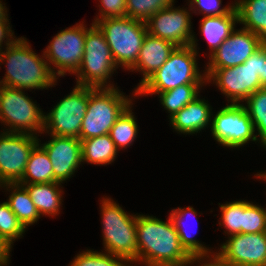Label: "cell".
Listing matches in <instances>:
<instances>
[{"label":"cell","mask_w":266,"mask_h":266,"mask_svg":"<svg viewBox=\"0 0 266 266\" xmlns=\"http://www.w3.org/2000/svg\"><path fill=\"white\" fill-rule=\"evenodd\" d=\"M13 35L14 33L11 30L9 19H1L0 20V48L3 45V41L5 43L4 44L5 47L12 45L17 40V38H15V36Z\"/></svg>","instance_id":"74e56055"},{"label":"cell","mask_w":266,"mask_h":266,"mask_svg":"<svg viewBox=\"0 0 266 266\" xmlns=\"http://www.w3.org/2000/svg\"><path fill=\"white\" fill-rule=\"evenodd\" d=\"M185 216L196 217V210L192 206H188L185 208L179 207L176 209H172L169 215L179 235L181 245L189 254H203L211 252V250L208 247H205L202 243H200L199 240H196V238L191 237L192 235L190 234V231L185 230L186 227L184 225H186V223H183ZM196 221L198 222V220Z\"/></svg>","instance_id":"484cf974"},{"label":"cell","mask_w":266,"mask_h":266,"mask_svg":"<svg viewBox=\"0 0 266 266\" xmlns=\"http://www.w3.org/2000/svg\"><path fill=\"white\" fill-rule=\"evenodd\" d=\"M28 191L33 204L36 206L40 216L59 215V209L62 205V183H38V184H21Z\"/></svg>","instance_id":"44dd1931"},{"label":"cell","mask_w":266,"mask_h":266,"mask_svg":"<svg viewBox=\"0 0 266 266\" xmlns=\"http://www.w3.org/2000/svg\"><path fill=\"white\" fill-rule=\"evenodd\" d=\"M190 11L193 13H201L205 16H219L227 14L234 6L235 3L221 7L222 0H189Z\"/></svg>","instance_id":"e575fe53"},{"label":"cell","mask_w":266,"mask_h":266,"mask_svg":"<svg viewBox=\"0 0 266 266\" xmlns=\"http://www.w3.org/2000/svg\"><path fill=\"white\" fill-rule=\"evenodd\" d=\"M210 125L213 138L224 147L239 148L250 141H260L243 103H228L215 114Z\"/></svg>","instance_id":"7c38bea8"},{"label":"cell","mask_w":266,"mask_h":266,"mask_svg":"<svg viewBox=\"0 0 266 266\" xmlns=\"http://www.w3.org/2000/svg\"><path fill=\"white\" fill-rule=\"evenodd\" d=\"M262 87H266V47L262 46V74L259 76Z\"/></svg>","instance_id":"f35d334b"},{"label":"cell","mask_w":266,"mask_h":266,"mask_svg":"<svg viewBox=\"0 0 266 266\" xmlns=\"http://www.w3.org/2000/svg\"><path fill=\"white\" fill-rule=\"evenodd\" d=\"M83 23L82 21L61 30L49 42L45 51L43 50L48 65L54 67L52 72L56 77H64L66 72L75 75L80 67L85 50L86 32L89 29Z\"/></svg>","instance_id":"8fae6325"},{"label":"cell","mask_w":266,"mask_h":266,"mask_svg":"<svg viewBox=\"0 0 266 266\" xmlns=\"http://www.w3.org/2000/svg\"><path fill=\"white\" fill-rule=\"evenodd\" d=\"M137 215V262L145 266H185L190 254L181 245L170 217Z\"/></svg>","instance_id":"6da1fadb"},{"label":"cell","mask_w":266,"mask_h":266,"mask_svg":"<svg viewBox=\"0 0 266 266\" xmlns=\"http://www.w3.org/2000/svg\"><path fill=\"white\" fill-rule=\"evenodd\" d=\"M69 266H133L123 258L107 252L86 250L74 257Z\"/></svg>","instance_id":"d6a6232c"},{"label":"cell","mask_w":266,"mask_h":266,"mask_svg":"<svg viewBox=\"0 0 266 266\" xmlns=\"http://www.w3.org/2000/svg\"><path fill=\"white\" fill-rule=\"evenodd\" d=\"M5 4L2 3V1L0 0V20L1 19H8V14H7V7L4 6Z\"/></svg>","instance_id":"60d3db41"},{"label":"cell","mask_w":266,"mask_h":266,"mask_svg":"<svg viewBox=\"0 0 266 266\" xmlns=\"http://www.w3.org/2000/svg\"><path fill=\"white\" fill-rule=\"evenodd\" d=\"M50 135L47 143L40 145L49 155L53 167V182L68 180L82 164L81 140L74 137Z\"/></svg>","instance_id":"e0dca14e"},{"label":"cell","mask_w":266,"mask_h":266,"mask_svg":"<svg viewBox=\"0 0 266 266\" xmlns=\"http://www.w3.org/2000/svg\"><path fill=\"white\" fill-rule=\"evenodd\" d=\"M82 162L107 165L115 161L118 150L109 134L81 140Z\"/></svg>","instance_id":"cb8c5ba5"},{"label":"cell","mask_w":266,"mask_h":266,"mask_svg":"<svg viewBox=\"0 0 266 266\" xmlns=\"http://www.w3.org/2000/svg\"><path fill=\"white\" fill-rule=\"evenodd\" d=\"M255 177H256V179L259 178V179H265L266 180V172H264V173H261V172L260 173H257Z\"/></svg>","instance_id":"b9f144b4"},{"label":"cell","mask_w":266,"mask_h":266,"mask_svg":"<svg viewBox=\"0 0 266 266\" xmlns=\"http://www.w3.org/2000/svg\"><path fill=\"white\" fill-rule=\"evenodd\" d=\"M236 23L239 22L235 6L225 15L205 16L201 19L200 31L209 44L211 54L231 35Z\"/></svg>","instance_id":"ffe728a7"},{"label":"cell","mask_w":266,"mask_h":266,"mask_svg":"<svg viewBox=\"0 0 266 266\" xmlns=\"http://www.w3.org/2000/svg\"><path fill=\"white\" fill-rule=\"evenodd\" d=\"M236 1L238 22L244 25L243 29L258 35L261 45L266 47V0Z\"/></svg>","instance_id":"7402d4cb"},{"label":"cell","mask_w":266,"mask_h":266,"mask_svg":"<svg viewBox=\"0 0 266 266\" xmlns=\"http://www.w3.org/2000/svg\"><path fill=\"white\" fill-rule=\"evenodd\" d=\"M95 24L104 33L117 67L129 70L136 63L147 34L146 23L124 16L103 18Z\"/></svg>","instance_id":"8992f818"},{"label":"cell","mask_w":266,"mask_h":266,"mask_svg":"<svg viewBox=\"0 0 266 266\" xmlns=\"http://www.w3.org/2000/svg\"><path fill=\"white\" fill-rule=\"evenodd\" d=\"M227 238L218 253L232 266H266V232Z\"/></svg>","instance_id":"9a60e30c"},{"label":"cell","mask_w":266,"mask_h":266,"mask_svg":"<svg viewBox=\"0 0 266 266\" xmlns=\"http://www.w3.org/2000/svg\"><path fill=\"white\" fill-rule=\"evenodd\" d=\"M175 0H126V16L146 22L159 10L170 7Z\"/></svg>","instance_id":"4dcf8cb0"},{"label":"cell","mask_w":266,"mask_h":266,"mask_svg":"<svg viewBox=\"0 0 266 266\" xmlns=\"http://www.w3.org/2000/svg\"><path fill=\"white\" fill-rule=\"evenodd\" d=\"M204 84H185L165 92H159L158 98L165 110L170 113L169 118L176 112L192 102L195 98L200 97V87Z\"/></svg>","instance_id":"4316f807"},{"label":"cell","mask_w":266,"mask_h":266,"mask_svg":"<svg viewBox=\"0 0 266 266\" xmlns=\"http://www.w3.org/2000/svg\"><path fill=\"white\" fill-rule=\"evenodd\" d=\"M25 231L9 204L6 201L0 203V238L5 244L12 248L15 240L22 238Z\"/></svg>","instance_id":"f546056e"},{"label":"cell","mask_w":266,"mask_h":266,"mask_svg":"<svg viewBox=\"0 0 266 266\" xmlns=\"http://www.w3.org/2000/svg\"><path fill=\"white\" fill-rule=\"evenodd\" d=\"M172 4L168 8L159 10L145 23L147 33L167 40L177 47L192 46L196 51L197 42L191 30V12L186 8H175ZM184 8V9H183Z\"/></svg>","instance_id":"4fadbf2b"},{"label":"cell","mask_w":266,"mask_h":266,"mask_svg":"<svg viewBox=\"0 0 266 266\" xmlns=\"http://www.w3.org/2000/svg\"><path fill=\"white\" fill-rule=\"evenodd\" d=\"M11 248L0 238V260H10Z\"/></svg>","instance_id":"ab89813d"},{"label":"cell","mask_w":266,"mask_h":266,"mask_svg":"<svg viewBox=\"0 0 266 266\" xmlns=\"http://www.w3.org/2000/svg\"><path fill=\"white\" fill-rule=\"evenodd\" d=\"M266 232V208L243 200L242 233Z\"/></svg>","instance_id":"836d02e7"},{"label":"cell","mask_w":266,"mask_h":266,"mask_svg":"<svg viewBox=\"0 0 266 266\" xmlns=\"http://www.w3.org/2000/svg\"><path fill=\"white\" fill-rule=\"evenodd\" d=\"M39 140L30 134L1 132L0 185L18 183L22 179L29 156Z\"/></svg>","instance_id":"5bb4252c"},{"label":"cell","mask_w":266,"mask_h":266,"mask_svg":"<svg viewBox=\"0 0 266 266\" xmlns=\"http://www.w3.org/2000/svg\"><path fill=\"white\" fill-rule=\"evenodd\" d=\"M132 101L118 87L91 88L80 140L109 134L117 119L133 104Z\"/></svg>","instance_id":"5b68a950"},{"label":"cell","mask_w":266,"mask_h":266,"mask_svg":"<svg viewBox=\"0 0 266 266\" xmlns=\"http://www.w3.org/2000/svg\"><path fill=\"white\" fill-rule=\"evenodd\" d=\"M130 105L110 129L109 135L117 150L130 147L138 134V125Z\"/></svg>","instance_id":"83f0119b"},{"label":"cell","mask_w":266,"mask_h":266,"mask_svg":"<svg viewBox=\"0 0 266 266\" xmlns=\"http://www.w3.org/2000/svg\"><path fill=\"white\" fill-rule=\"evenodd\" d=\"M84 54L76 74V85L92 88H113L108 83L118 68L111 55L104 33L96 24L86 32Z\"/></svg>","instance_id":"ba28073f"},{"label":"cell","mask_w":266,"mask_h":266,"mask_svg":"<svg viewBox=\"0 0 266 266\" xmlns=\"http://www.w3.org/2000/svg\"><path fill=\"white\" fill-rule=\"evenodd\" d=\"M53 182V167L46 150L38 143L32 150L19 184Z\"/></svg>","instance_id":"d4e9b609"},{"label":"cell","mask_w":266,"mask_h":266,"mask_svg":"<svg viewBox=\"0 0 266 266\" xmlns=\"http://www.w3.org/2000/svg\"><path fill=\"white\" fill-rule=\"evenodd\" d=\"M176 47L167 40L149 33L146 34L137 61L129 69V71H138L143 74V78L132 94L134 97L136 96V90L167 61Z\"/></svg>","instance_id":"ac0fdd59"},{"label":"cell","mask_w":266,"mask_h":266,"mask_svg":"<svg viewBox=\"0 0 266 266\" xmlns=\"http://www.w3.org/2000/svg\"><path fill=\"white\" fill-rule=\"evenodd\" d=\"M26 38H18L5 51L0 50V64H6V74L0 85L22 90L48 89L56 85L57 77L44 54L37 55ZM6 62V63H4ZM1 68V67H0Z\"/></svg>","instance_id":"7a4b0ae2"},{"label":"cell","mask_w":266,"mask_h":266,"mask_svg":"<svg viewBox=\"0 0 266 266\" xmlns=\"http://www.w3.org/2000/svg\"><path fill=\"white\" fill-rule=\"evenodd\" d=\"M218 251L209 252V253H203V254H190V257L185 263V266L188 265H194L193 263L199 262L200 264L197 266H232L230 263H228L219 253ZM212 254V255H211ZM208 259V260H207ZM202 261V263L200 261ZM204 260V261H203ZM197 261V262H196Z\"/></svg>","instance_id":"8d00e7d4"},{"label":"cell","mask_w":266,"mask_h":266,"mask_svg":"<svg viewBox=\"0 0 266 266\" xmlns=\"http://www.w3.org/2000/svg\"><path fill=\"white\" fill-rule=\"evenodd\" d=\"M261 46L258 35L243 28L235 29L213 54H209L206 69L239 66Z\"/></svg>","instance_id":"2e32d148"},{"label":"cell","mask_w":266,"mask_h":266,"mask_svg":"<svg viewBox=\"0 0 266 266\" xmlns=\"http://www.w3.org/2000/svg\"><path fill=\"white\" fill-rule=\"evenodd\" d=\"M204 73L206 84L215 83L228 103L241 104L255 91L263 88L259 79L262 74V46L239 66L205 69Z\"/></svg>","instance_id":"52a82bcc"},{"label":"cell","mask_w":266,"mask_h":266,"mask_svg":"<svg viewBox=\"0 0 266 266\" xmlns=\"http://www.w3.org/2000/svg\"><path fill=\"white\" fill-rule=\"evenodd\" d=\"M245 104H247L245 106ZM244 107L253 123L260 143L266 142V87L258 89L245 100Z\"/></svg>","instance_id":"f1b7e54d"},{"label":"cell","mask_w":266,"mask_h":266,"mask_svg":"<svg viewBox=\"0 0 266 266\" xmlns=\"http://www.w3.org/2000/svg\"><path fill=\"white\" fill-rule=\"evenodd\" d=\"M221 212L220 227H224L229 236L242 233L243 200L227 202L219 206Z\"/></svg>","instance_id":"1f68e13d"},{"label":"cell","mask_w":266,"mask_h":266,"mask_svg":"<svg viewBox=\"0 0 266 266\" xmlns=\"http://www.w3.org/2000/svg\"><path fill=\"white\" fill-rule=\"evenodd\" d=\"M44 115L24 90L0 85V122L9 127L4 132L42 134Z\"/></svg>","instance_id":"9c48e42d"},{"label":"cell","mask_w":266,"mask_h":266,"mask_svg":"<svg viewBox=\"0 0 266 266\" xmlns=\"http://www.w3.org/2000/svg\"><path fill=\"white\" fill-rule=\"evenodd\" d=\"M104 252L137 263V215H130L111 198L101 200Z\"/></svg>","instance_id":"277c9868"},{"label":"cell","mask_w":266,"mask_h":266,"mask_svg":"<svg viewBox=\"0 0 266 266\" xmlns=\"http://www.w3.org/2000/svg\"><path fill=\"white\" fill-rule=\"evenodd\" d=\"M211 116L212 107L208 101L197 97L170 117L169 122L178 133L193 135L210 124Z\"/></svg>","instance_id":"d6986e66"},{"label":"cell","mask_w":266,"mask_h":266,"mask_svg":"<svg viewBox=\"0 0 266 266\" xmlns=\"http://www.w3.org/2000/svg\"><path fill=\"white\" fill-rule=\"evenodd\" d=\"M9 264V260H0V266H5Z\"/></svg>","instance_id":"7bdbcfd3"},{"label":"cell","mask_w":266,"mask_h":266,"mask_svg":"<svg viewBox=\"0 0 266 266\" xmlns=\"http://www.w3.org/2000/svg\"><path fill=\"white\" fill-rule=\"evenodd\" d=\"M92 87L76 85L69 95L61 99L49 113L44 115L43 132L80 139V130Z\"/></svg>","instance_id":"30bf717a"},{"label":"cell","mask_w":266,"mask_h":266,"mask_svg":"<svg viewBox=\"0 0 266 266\" xmlns=\"http://www.w3.org/2000/svg\"><path fill=\"white\" fill-rule=\"evenodd\" d=\"M99 16L95 17L93 24L103 18H116L126 16V0H99ZM102 6V7H100Z\"/></svg>","instance_id":"d590c367"},{"label":"cell","mask_w":266,"mask_h":266,"mask_svg":"<svg viewBox=\"0 0 266 266\" xmlns=\"http://www.w3.org/2000/svg\"><path fill=\"white\" fill-rule=\"evenodd\" d=\"M0 187L9 192L11 191L6 202L25 229L39 220L41 216L23 185L19 183H6L0 185Z\"/></svg>","instance_id":"603a6c76"},{"label":"cell","mask_w":266,"mask_h":266,"mask_svg":"<svg viewBox=\"0 0 266 266\" xmlns=\"http://www.w3.org/2000/svg\"><path fill=\"white\" fill-rule=\"evenodd\" d=\"M197 56L191 45L176 47L167 61L136 90V96L158 94L185 84H205L206 75L199 72Z\"/></svg>","instance_id":"3957f363"}]
</instances>
